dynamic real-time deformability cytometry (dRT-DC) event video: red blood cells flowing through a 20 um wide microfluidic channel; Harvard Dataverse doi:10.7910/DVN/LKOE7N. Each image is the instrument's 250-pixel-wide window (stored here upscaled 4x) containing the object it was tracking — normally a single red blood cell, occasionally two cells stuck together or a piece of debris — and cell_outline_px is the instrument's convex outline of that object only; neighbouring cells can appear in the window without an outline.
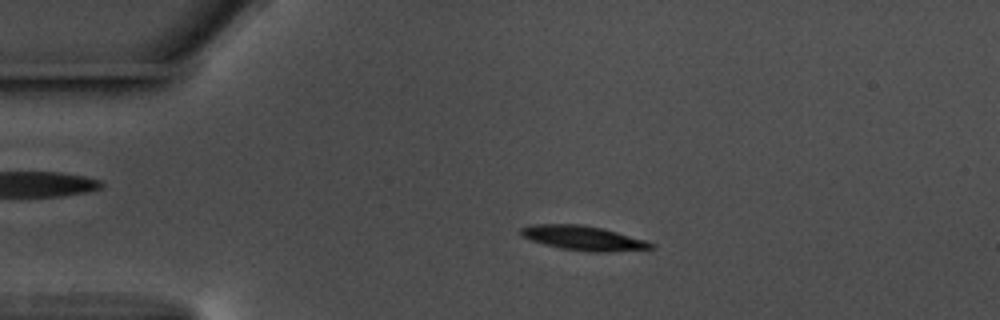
{"species": "common noctule bat (a hibernating species)", "species_latin": "Nyctalus noctula", "temperature_condition": "warm", "stored_images_in_passage": 52, "camera_frame_rate_fps": 3000, "um_per_image_px": 0.085, "animal": {"sex": "male", "body_mass_g": 17.5, "forearm_length_mm": 52.3}, "frame": {"image": 1, "passage_image": 7, "time_ms": 2.0, "image_size_px": [1000, 320], "cell_outline_px": [[656, 248], [608, 252], [588, 252], [560, 248], [544, 244], [532, 240], [524, 236], [520, 232], [520, 228], [532, 224], [584, 224], [604, 228], [644, 240], [656, 244]], "centroid_in_image_um": [49.61, 20.23], "position_along_channel_um": 35.4, "area_um2": 18.61}}
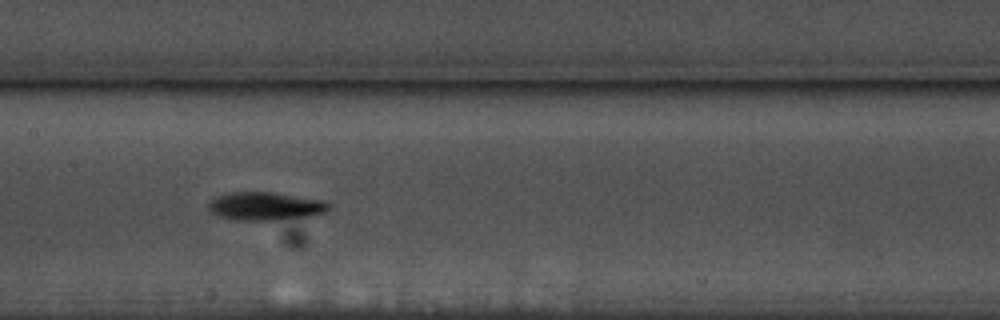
{"frame": {"image": 2, "passage_image": 23, "time_ms": 7.333, "image_size_px": [1000, 320], "cell_outline_px": [[332, 208], [324, 212], [312, 216], [272, 220], [232, 220], [220, 216], [212, 212], [208, 208], [208, 204], [216, 196], [232, 192], [272, 192], [320, 200], [332, 204]], "centroid_in_image_um": [22.57, 17.53], "position_along_channel_um": 184.8, "area_um2": 19.65}}
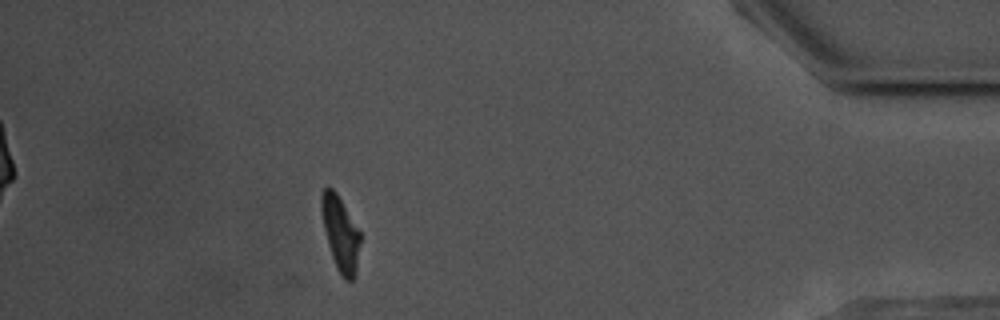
{"frame": {"image": 3, "passage_image": 46, "time_ms": 15.0, "image_size_px": [1000, 320], "cell_outline_px": [[360, 244], [356, 276], [352, 280], [344, 280], [336, 268], [328, 244], [324, 228], [320, 208], [320, 196], [324, 188], [332, 188], [336, 192], [360, 232]], "centroid_in_image_um": [28.93, 19.88], "position_along_channel_um": 406.3, "area_um2": 16.82}, "authors_computed_cell_mechanics": {"area_um2": 18.0625, "velocity_mm_per_s": 3.5428, "shape_relaxation_time_tau1_ms": 3.2187, "shape_relaxation_time_tau2_ms": 7.3665, "deformation_change_tau1": 0.1816, "deformation_change_tau2": 0.1591}}